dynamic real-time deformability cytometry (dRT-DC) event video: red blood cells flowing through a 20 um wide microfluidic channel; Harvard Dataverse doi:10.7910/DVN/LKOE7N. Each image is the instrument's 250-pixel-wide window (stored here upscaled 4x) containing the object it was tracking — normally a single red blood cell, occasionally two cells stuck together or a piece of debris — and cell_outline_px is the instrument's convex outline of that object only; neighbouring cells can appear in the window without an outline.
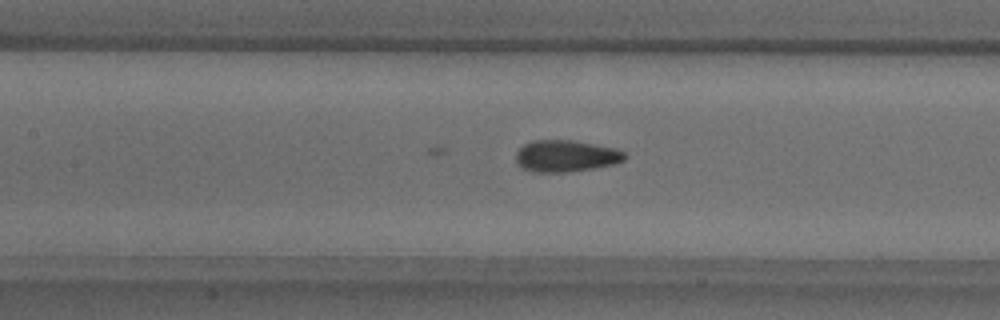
{"species": "common noctule bat (a hibernating species)", "species_latin": "Nyctalus noctula", "temperature_condition": "warm", "stored_images_in_passage": 47, "camera_frame_rate_fps": 3000, "um_per_image_px": 0.085, "animal": {"sex": "male", "body_mass_g": 18.8}, "frame": {"image": 1, "passage_image": 17, "time_ms": 5.333, "image_size_px": [1000, 320], "cell_outline_px": [[628, 156], [624, 160], [612, 164], [592, 168], [568, 172], [532, 172], [520, 168], [516, 164], [516, 152], [524, 144], [532, 140], [572, 140], [616, 148], [624, 152]], "centroid_in_image_um": [48.06, 13.26], "position_along_channel_um": 159.3, "area_um2": 20.23}}